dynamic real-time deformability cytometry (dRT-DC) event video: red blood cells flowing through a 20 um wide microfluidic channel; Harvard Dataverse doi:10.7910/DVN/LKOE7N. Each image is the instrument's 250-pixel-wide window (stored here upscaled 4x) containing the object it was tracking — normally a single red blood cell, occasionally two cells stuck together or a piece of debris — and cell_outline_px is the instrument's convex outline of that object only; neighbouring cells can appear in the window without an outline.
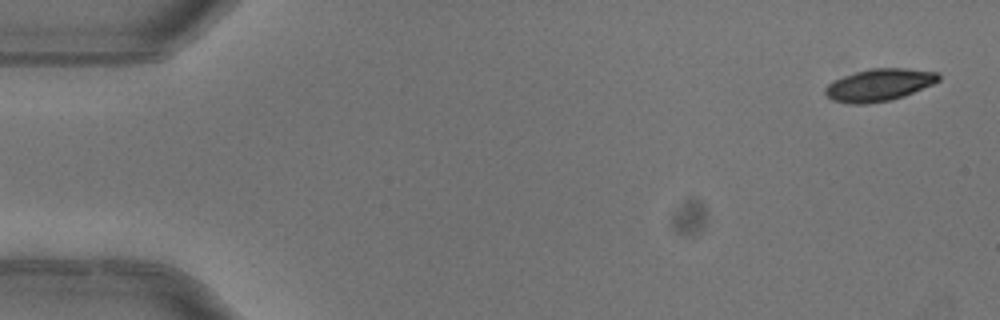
{"species": "common noctule bat (a hibernating species)", "species_latin": "Nyctalus noctula", "temperature_condition": "warm", "stored_images_in_passage": 4, "camera_frame_rate_fps": 3000, "um_per_image_px": 0.085, "animal": {"sex": "female"}, "frame": {"image": 1, "passage_image": 1, "time_ms": 0.0, "image_size_px": [1000, 320], "cell_outline_px": [[940, 80], [932, 84], [904, 96], [888, 100], [868, 104], [852, 104], [832, 100], [824, 92], [824, 88], [832, 80], [868, 68], [904, 68], [936, 72], [940, 76]], "centroid_in_image_um": [74.69, 7.21], "position_along_channel_um": 10.3, "area_um2": 21.21}}
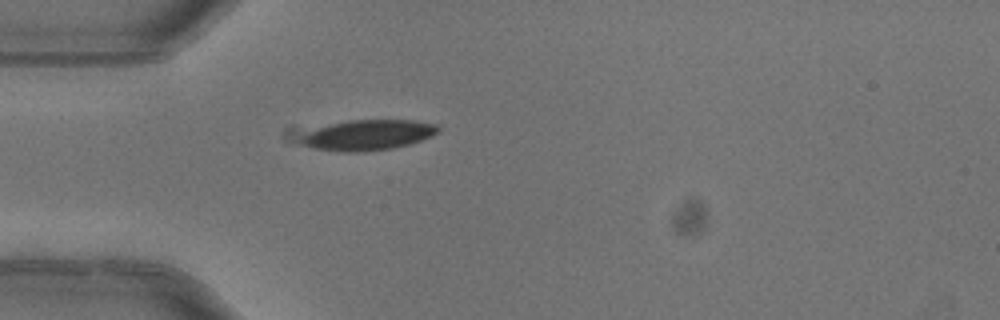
{"frame": {"image": 2, "passage_image": 4, "time_ms": 1.0, "image_size_px": [1000, 320], "cell_outline_px": [[440, 132], [432, 136], [408, 144], [392, 148], [364, 152], [340, 152], [312, 148], [288, 144], [280, 136], [284, 128], [288, 124], [348, 120], [412, 120], [440, 124]], "centroid_in_image_um": [30.44, 11.43], "position_along_channel_um": 54.6, "area_um2": 28.84}}